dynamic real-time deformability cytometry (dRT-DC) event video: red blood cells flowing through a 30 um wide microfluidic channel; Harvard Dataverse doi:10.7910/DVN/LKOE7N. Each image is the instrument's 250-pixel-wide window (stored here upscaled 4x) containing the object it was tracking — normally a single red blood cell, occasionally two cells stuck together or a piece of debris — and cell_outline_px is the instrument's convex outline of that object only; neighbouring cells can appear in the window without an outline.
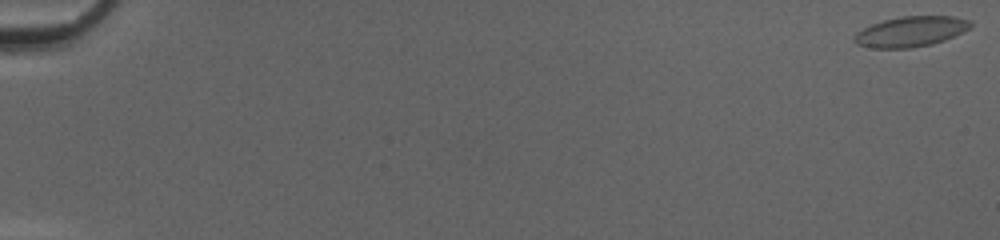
{"species": "common noctule bat (a hibernating species)", "species_latin": "Nyctalus noctula", "temperature_condition": "cold", "stored_images_in_passage": 53, "camera_frame_rate_fps": 3000, "um_per_image_px": 0.085, "animal": {"sex": "female", "body_mass_g": 20.0, "forearm_length_mm": 54.0}, "frame": {"image": 1, "passage_image": 1, "time_ms": 0.0, "image_size_px": [1000, 240], "cell_outline_px": [[972, 24], [968, 28], [944, 40], [932, 44], [908, 48], [876, 48], [856, 44], [856, 36], [864, 28], [872, 24], [884, 20], [904, 16], [952, 16], [968, 20]], "centroid_in_image_um": [77.43, 2.68], "position_along_channel_um": 7.6, "area_um2": 19.88}}
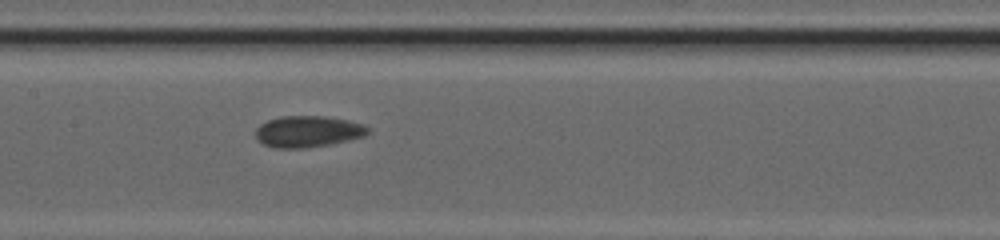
{"frame": {"image": 2, "passage_image": 29, "time_ms": 9.333, "image_size_px": [1000, 240], "cell_outline_px": [[368, 132], [364, 136], [328, 144], [304, 148], [272, 148], [256, 140], [256, 128], [260, 124], [268, 120], [280, 116], [324, 116], [344, 120], [360, 124], [368, 128]], "centroid_in_image_um": [26.08, 11.18], "position_along_channel_um": 181.3, "area_um2": 20.23}}
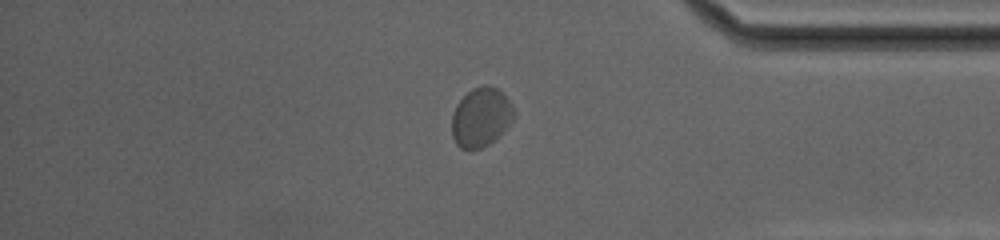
{"frame": {"image": 3, "passage_image": 46, "time_ms": 15.0, "image_size_px": [1000, 240], "cell_outline_px": [[512, 120], [488, 144], [480, 148], [460, 148], [456, 144], [452, 136], [452, 116], [456, 104], [472, 88], [480, 84], [488, 84], [504, 92], [512, 104]], "centroid_in_image_um": [40.85, 9.91], "position_along_channel_um": 394.4, "area_um2": 21.04}}